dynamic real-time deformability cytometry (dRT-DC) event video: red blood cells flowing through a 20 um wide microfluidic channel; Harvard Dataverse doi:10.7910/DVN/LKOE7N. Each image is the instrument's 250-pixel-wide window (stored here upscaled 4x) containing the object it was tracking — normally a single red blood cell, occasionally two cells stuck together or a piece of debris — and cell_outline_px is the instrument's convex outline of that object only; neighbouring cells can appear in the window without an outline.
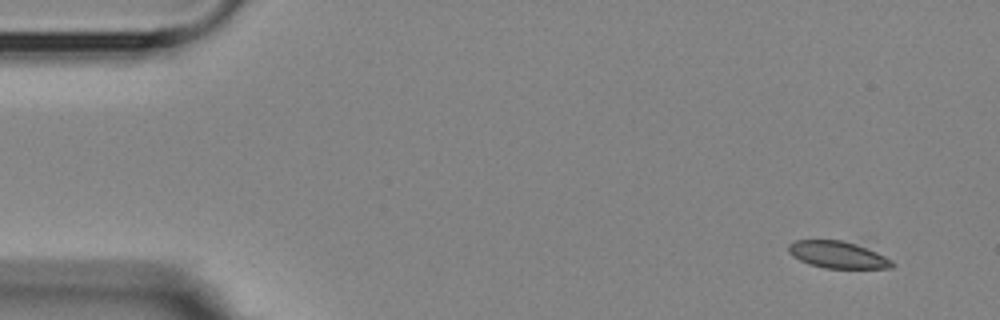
{"species": "Egyptian fruit bat (a non-hibernating species)", "species_latin": "Rousettus aegyptiacus", "temperature_condition": "room temperature", "stored_images_in_passage": 6, "camera_frame_rate_fps": 3000, "um_per_image_px": 0.085, "animal": {"sex": "female"}, "frame": {"image": 1, "passage_image": 1, "time_ms": 0.0, "image_size_px": [1000, 320], "cell_outline_px": [[896, 264], [892, 268], [824, 268], [808, 264], [792, 256], [788, 252], [788, 244], [796, 240], [840, 240], [856, 244], [876, 252], [892, 260]], "centroid_in_image_um": [71.19, 21.66], "position_along_channel_um": 13.8, "area_um2": 16.24}}
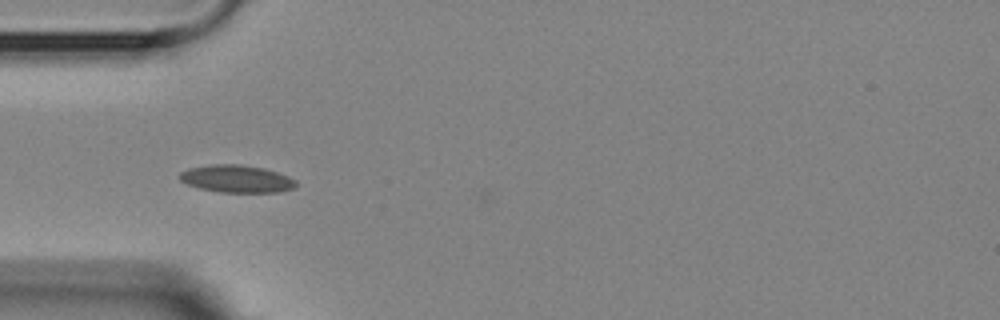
{"frame": {"image": 2, "passage_image": 5, "time_ms": 4.333, "image_size_px": [1000, 320], "cell_outline_px": [[296, 184], [292, 188], [276, 192], [220, 192], [200, 188], [188, 184], [180, 180], [180, 172], [188, 168], [212, 164], [240, 164], [264, 168], [288, 176], [296, 180]], "centroid_in_image_um": [20.09, 15.19], "position_along_channel_um": 64.9, "area_um2": 18.44}}